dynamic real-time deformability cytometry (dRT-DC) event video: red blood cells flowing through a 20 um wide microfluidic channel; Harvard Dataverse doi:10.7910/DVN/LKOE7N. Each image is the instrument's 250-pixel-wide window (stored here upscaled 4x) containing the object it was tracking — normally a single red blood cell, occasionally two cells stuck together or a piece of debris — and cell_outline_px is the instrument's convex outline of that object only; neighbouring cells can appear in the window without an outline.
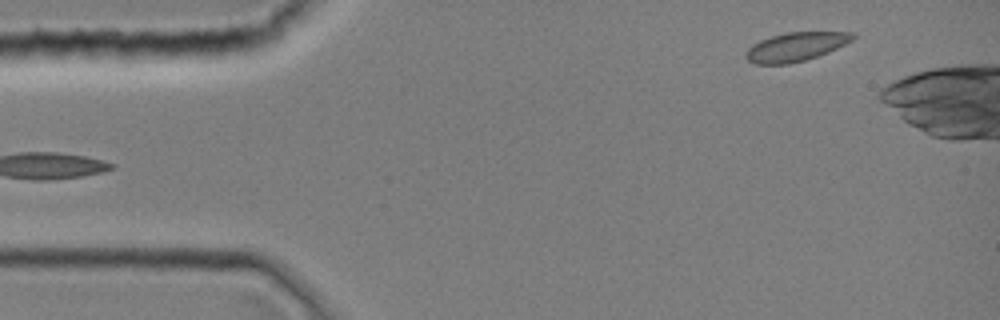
{"species": "common noctule bat (a hibernating species)", "species_latin": "Nyctalus noctula", "temperature_condition": "room temperature", "stored_images_in_passage": 9, "camera_frame_rate_fps": 3000, "um_per_image_px": 0.085, "animal": {"sex": "female", "body_mass_g": 19.0, "forearm_length_mm": 51.5}, "frame": {"image": 1, "passage_image": 2, "time_ms": 0.333, "image_size_px": [1000, 320], "cell_outline_px": [[856, 36], [852, 40], [828, 52], [804, 60], [788, 64], [756, 64], [748, 60], [744, 56], [744, 52], [752, 44], [760, 40], [784, 32], [856, 32]], "centroid_in_image_um": [67.61, 3.97], "position_along_channel_um": 17.4, "area_um2": 17.92}}
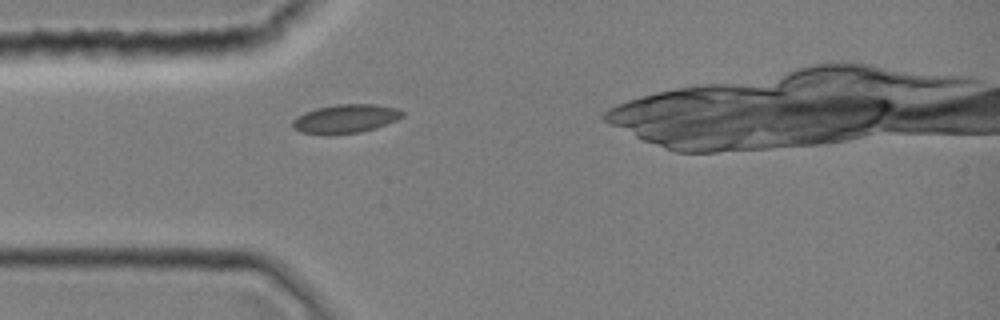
{"frame": {"image": 2, "passage_image": 9, "time_ms": 2.667, "image_size_px": [1000, 320], "cell_outline_px": [[404, 116], [396, 120], [376, 128], [360, 132], [328, 136], [324, 136], [300, 132], [292, 128], [292, 120], [296, 116], [304, 112], [316, 108], [336, 104], [376, 104], [396, 108], [404, 112]], "centroid_in_image_um": [29.32, 10.11], "position_along_channel_um": 55.7, "area_um2": 18.84}}